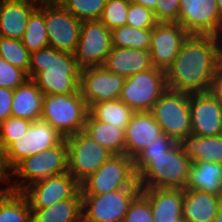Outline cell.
<instances>
[{"label":"cell","mask_w":222,"mask_h":222,"mask_svg":"<svg viewBox=\"0 0 222 222\" xmlns=\"http://www.w3.org/2000/svg\"><path fill=\"white\" fill-rule=\"evenodd\" d=\"M29 79L28 74L0 57V87L14 90Z\"/></svg>","instance_id":"f35d334b"},{"label":"cell","mask_w":222,"mask_h":222,"mask_svg":"<svg viewBox=\"0 0 222 222\" xmlns=\"http://www.w3.org/2000/svg\"><path fill=\"white\" fill-rule=\"evenodd\" d=\"M30 54L21 40L0 36V57L8 61L12 66L24 70L27 74Z\"/></svg>","instance_id":"d6a6232c"},{"label":"cell","mask_w":222,"mask_h":222,"mask_svg":"<svg viewBox=\"0 0 222 222\" xmlns=\"http://www.w3.org/2000/svg\"><path fill=\"white\" fill-rule=\"evenodd\" d=\"M0 182H4L8 184L6 187H3V188L0 186V191L9 190V186L11 182V171L7 167V164L5 161V152L1 145H0Z\"/></svg>","instance_id":"ee69618b"},{"label":"cell","mask_w":222,"mask_h":222,"mask_svg":"<svg viewBox=\"0 0 222 222\" xmlns=\"http://www.w3.org/2000/svg\"><path fill=\"white\" fill-rule=\"evenodd\" d=\"M33 122L10 116L0 124V145L5 150L12 142L27 133Z\"/></svg>","instance_id":"d590c367"},{"label":"cell","mask_w":222,"mask_h":222,"mask_svg":"<svg viewBox=\"0 0 222 222\" xmlns=\"http://www.w3.org/2000/svg\"><path fill=\"white\" fill-rule=\"evenodd\" d=\"M44 94L33 79H27L13 90L11 116L30 121L41 119Z\"/></svg>","instance_id":"cb8c5ba5"},{"label":"cell","mask_w":222,"mask_h":222,"mask_svg":"<svg viewBox=\"0 0 222 222\" xmlns=\"http://www.w3.org/2000/svg\"><path fill=\"white\" fill-rule=\"evenodd\" d=\"M185 189L199 190L222 197V164L192 161Z\"/></svg>","instance_id":"d4e9b609"},{"label":"cell","mask_w":222,"mask_h":222,"mask_svg":"<svg viewBox=\"0 0 222 222\" xmlns=\"http://www.w3.org/2000/svg\"><path fill=\"white\" fill-rule=\"evenodd\" d=\"M179 143L191 161L222 164V134L207 137L190 134Z\"/></svg>","instance_id":"484cf974"},{"label":"cell","mask_w":222,"mask_h":222,"mask_svg":"<svg viewBox=\"0 0 222 222\" xmlns=\"http://www.w3.org/2000/svg\"><path fill=\"white\" fill-rule=\"evenodd\" d=\"M192 133L196 136L222 134V104L209 92L190 93Z\"/></svg>","instance_id":"ac0fdd59"},{"label":"cell","mask_w":222,"mask_h":222,"mask_svg":"<svg viewBox=\"0 0 222 222\" xmlns=\"http://www.w3.org/2000/svg\"><path fill=\"white\" fill-rule=\"evenodd\" d=\"M217 5H218V11H219V16H220V21L222 23V0H217Z\"/></svg>","instance_id":"c3c4849f"},{"label":"cell","mask_w":222,"mask_h":222,"mask_svg":"<svg viewBox=\"0 0 222 222\" xmlns=\"http://www.w3.org/2000/svg\"><path fill=\"white\" fill-rule=\"evenodd\" d=\"M89 107L81 91L69 94L44 95L41 119L65 138L83 131Z\"/></svg>","instance_id":"5b68a950"},{"label":"cell","mask_w":222,"mask_h":222,"mask_svg":"<svg viewBox=\"0 0 222 222\" xmlns=\"http://www.w3.org/2000/svg\"><path fill=\"white\" fill-rule=\"evenodd\" d=\"M102 66L109 72L125 78L154 68L149 51L114 46Z\"/></svg>","instance_id":"44dd1931"},{"label":"cell","mask_w":222,"mask_h":222,"mask_svg":"<svg viewBox=\"0 0 222 222\" xmlns=\"http://www.w3.org/2000/svg\"><path fill=\"white\" fill-rule=\"evenodd\" d=\"M21 42L30 53L49 46L44 14L38 8L29 16Z\"/></svg>","instance_id":"1f68e13d"},{"label":"cell","mask_w":222,"mask_h":222,"mask_svg":"<svg viewBox=\"0 0 222 222\" xmlns=\"http://www.w3.org/2000/svg\"><path fill=\"white\" fill-rule=\"evenodd\" d=\"M83 131L113 155L125 154L124 129L95 120L88 114Z\"/></svg>","instance_id":"4316f807"},{"label":"cell","mask_w":222,"mask_h":222,"mask_svg":"<svg viewBox=\"0 0 222 222\" xmlns=\"http://www.w3.org/2000/svg\"><path fill=\"white\" fill-rule=\"evenodd\" d=\"M176 142L167 134H161L156 141L148 144L137 157H159L171 149Z\"/></svg>","instance_id":"60d3db41"},{"label":"cell","mask_w":222,"mask_h":222,"mask_svg":"<svg viewBox=\"0 0 222 222\" xmlns=\"http://www.w3.org/2000/svg\"><path fill=\"white\" fill-rule=\"evenodd\" d=\"M208 92L222 104V64L217 68Z\"/></svg>","instance_id":"7bdbcfd3"},{"label":"cell","mask_w":222,"mask_h":222,"mask_svg":"<svg viewBox=\"0 0 222 222\" xmlns=\"http://www.w3.org/2000/svg\"><path fill=\"white\" fill-rule=\"evenodd\" d=\"M157 23L152 10L142 5L130 3L126 25L138 29H153Z\"/></svg>","instance_id":"8d00e7d4"},{"label":"cell","mask_w":222,"mask_h":222,"mask_svg":"<svg viewBox=\"0 0 222 222\" xmlns=\"http://www.w3.org/2000/svg\"><path fill=\"white\" fill-rule=\"evenodd\" d=\"M178 23L189 35L222 38L217 0H180Z\"/></svg>","instance_id":"9a60e30c"},{"label":"cell","mask_w":222,"mask_h":222,"mask_svg":"<svg viewBox=\"0 0 222 222\" xmlns=\"http://www.w3.org/2000/svg\"><path fill=\"white\" fill-rule=\"evenodd\" d=\"M31 222H82V198H67L43 209H31Z\"/></svg>","instance_id":"83f0119b"},{"label":"cell","mask_w":222,"mask_h":222,"mask_svg":"<svg viewBox=\"0 0 222 222\" xmlns=\"http://www.w3.org/2000/svg\"><path fill=\"white\" fill-rule=\"evenodd\" d=\"M121 188H141L135 174L134 159L125 154L112 155L80 183L82 195H101Z\"/></svg>","instance_id":"8992f818"},{"label":"cell","mask_w":222,"mask_h":222,"mask_svg":"<svg viewBox=\"0 0 222 222\" xmlns=\"http://www.w3.org/2000/svg\"><path fill=\"white\" fill-rule=\"evenodd\" d=\"M153 13L157 22H178L180 0H157Z\"/></svg>","instance_id":"ab89813d"},{"label":"cell","mask_w":222,"mask_h":222,"mask_svg":"<svg viewBox=\"0 0 222 222\" xmlns=\"http://www.w3.org/2000/svg\"><path fill=\"white\" fill-rule=\"evenodd\" d=\"M123 222H153L149 200L141 192L130 203Z\"/></svg>","instance_id":"74e56055"},{"label":"cell","mask_w":222,"mask_h":222,"mask_svg":"<svg viewBox=\"0 0 222 222\" xmlns=\"http://www.w3.org/2000/svg\"><path fill=\"white\" fill-rule=\"evenodd\" d=\"M192 161L180 143L159 157H136L134 169L141 188L185 189Z\"/></svg>","instance_id":"3957f363"},{"label":"cell","mask_w":222,"mask_h":222,"mask_svg":"<svg viewBox=\"0 0 222 222\" xmlns=\"http://www.w3.org/2000/svg\"><path fill=\"white\" fill-rule=\"evenodd\" d=\"M65 137L46 121H33L27 133L12 142L5 150L7 167L12 171L25 158L57 146Z\"/></svg>","instance_id":"8fae6325"},{"label":"cell","mask_w":222,"mask_h":222,"mask_svg":"<svg viewBox=\"0 0 222 222\" xmlns=\"http://www.w3.org/2000/svg\"><path fill=\"white\" fill-rule=\"evenodd\" d=\"M152 29H138L129 25L111 31L112 46L150 50Z\"/></svg>","instance_id":"4dcf8cb0"},{"label":"cell","mask_w":222,"mask_h":222,"mask_svg":"<svg viewBox=\"0 0 222 222\" xmlns=\"http://www.w3.org/2000/svg\"><path fill=\"white\" fill-rule=\"evenodd\" d=\"M28 77L44 95L75 93L80 90L81 68L73 53L47 46L30 54Z\"/></svg>","instance_id":"7a4b0ae2"},{"label":"cell","mask_w":222,"mask_h":222,"mask_svg":"<svg viewBox=\"0 0 222 222\" xmlns=\"http://www.w3.org/2000/svg\"><path fill=\"white\" fill-rule=\"evenodd\" d=\"M37 7L31 0H4L0 4V36L21 40L27 20Z\"/></svg>","instance_id":"7402d4cb"},{"label":"cell","mask_w":222,"mask_h":222,"mask_svg":"<svg viewBox=\"0 0 222 222\" xmlns=\"http://www.w3.org/2000/svg\"><path fill=\"white\" fill-rule=\"evenodd\" d=\"M125 155L135 159L148 145L163 134L150 111L134 112L125 128Z\"/></svg>","instance_id":"d6986e66"},{"label":"cell","mask_w":222,"mask_h":222,"mask_svg":"<svg viewBox=\"0 0 222 222\" xmlns=\"http://www.w3.org/2000/svg\"><path fill=\"white\" fill-rule=\"evenodd\" d=\"M0 222H31V209L22 192L0 191Z\"/></svg>","instance_id":"f1b7e54d"},{"label":"cell","mask_w":222,"mask_h":222,"mask_svg":"<svg viewBox=\"0 0 222 222\" xmlns=\"http://www.w3.org/2000/svg\"><path fill=\"white\" fill-rule=\"evenodd\" d=\"M188 37L178 22H158L151 32L149 52L153 67L166 71Z\"/></svg>","instance_id":"2e32d148"},{"label":"cell","mask_w":222,"mask_h":222,"mask_svg":"<svg viewBox=\"0 0 222 222\" xmlns=\"http://www.w3.org/2000/svg\"><path fill=\"white\" fill-rule=\"evenodd\" d=\"M128 1L130 3L145 6L146 8L152 11L155 10L156 4H157V0H128Z\"/></svg>","instance_id":"f6af8a7d"},{"label":"cell","mask_w":222,"mask_h":222,"mask_svg":"<svg viewBox=\"0 0 222 222\" xmlns=\"http://www.w3.org/2000/svg\"><path fill=\"white\" fill-rule=\"evenodd\" d=\"M141 188H121L101 195H82V222H123Z\"/></svg>","instance_id":"9c48e42d"},{"label":"cell","mask_w":222,"mask_h":222,"mask_svg":"<svg viewBox=\"0 0 222 222\" xmlns=\"http://www.w3.org/2000/svg\"><path fill=\"white\" fill-rule=\"evenodd\" d=\"M107 0H61L60 4L76 19L99 20Z\"/></svg>","instance_id":"836d02e7"},{"label":"cell","mask_w":222,"mask_h":222,"mask_svg":"<svg viewBox=\"0 0 222 222\" xmlns=\"http://www.w3.org/2000/svg\"><path fill=\"white\" fill-rule=\"evenodd\" d=\"M68 172L79 182L96 172L113 154L84 131L67 136Z\"/></svg>","instance_id":"30bf717a"},{"label":"cell","mask_w":222,"mask_h":222,"mask_svg":"<svg viewBox=\"0 0 222 222\" xmlns=\"http://www.w3.org/2000/svg\"><path fill=\"white\" fill-rule=\"evenodd\" d=\"M150 112L162 132L176 143L192 133L190 93L166 89Z\"/></svg>","instance_id":"52a82bcc"},{"label":"cell","mask_w":222,"mask_h":222,"mask_svg":"<svg viewBox=\"0 0 222 222\" xmlns=\"http://www.w3.org/2000/svg\"><path fill=\"white\" fill-rule=\"evenodd\" d=\"M221 64L222 38L189 35L165 71L167 89L186 93L208 92Z\"/></svg>","instance_id":"6da1fadb"},{"label":"cell","mask_w":222,"mask_h":222,"mask_svg":"<svg viewBox=\"0 0 222 222\" xmlns=\"http://www.w3.org/2000/svg\"><path fill=\"white\" fill-rule=\"evenodd\" d=\"M30 209H43L67 198H82L80 183L69 173H61L39 180L26 187Z\"/></svg>","instance_id":"5bb4252c"},{"label":"cell","mask_w":222,"mask_h":222,"mask_svg":"<svg viewBox=\"0 0 222 222\" xmlns=\"http://www.w3.org/2000/svg\"><path fill=\"white\" fill-rule=\"evenodd\" d=\"M112 48L111 31L100 20L82 21L74 53L81 69L102 66Z\"/></svg>","instance_id":"4fadbf2b"},{"label":"cell","mask_w":222,"mask_h":222,"mask_svg":"<svg viewBox=\"0 0 222 222\" xmlns=\"http://www.w3.org/2000/svg\"><path fill=\"white\" fill-rule=\"evenodd\" d=\"M37 5H42V4H59L61 0H31Z\"/></svg>","instance_id":"bcb514c9"},{"label":"cell","mask_w":222,"mask_h":222,"mask_svg":"<svg viewBox=\"0 0 222 222\" xmlns=\"http://www.w3.org/2000/svg\"><path fill=\"white\" fill-rule=\"evenodd\" d=\"M134 111L120 99L92 104L89 114L98 121L110 123L125 130Z\"/></svg>","instance_id":"f546056e"},{"label":"cell","mask_w":222,"mask_h":222,"mask_svg":"<svg viewBox=\"0 0 222 222\" xmlns=\"http://www.w3.org/2000/svg\"><path fill=\"white\" fill-rule=\"evenodd\" d=\"M68 172V145L64 138L57 146L25 158L12 171L9 190L22 192L30 184ZM20 180V181H19Z\"/></svg>","instance_id":"277c9868"},{"label":"cell","mask_w":222,"mask_h":222,"mask_svg":"<svg viewBox=\"0 0 222 222\" xmlns=\"http://www.w3.org/2000/svg\"><path fill=\"white\" fill-rule=\"evenodd\" d=\"M149 200L153 222H178L182 219L184 189L141 188Z\"/></svg>","instance_id":"ffe728a7"},{"label":"cell","mask_w":222,"mask_h":222,"mask_svg":"<svg viewBox=\"0 0 222 222\" xmlns=\"http://www.w3.org/2000/svg\"><path fill=\"white\" fill-rule=\"evenodd\" d=\"M213 222H222V202L220 203L218 207V212Z\"/></svg>","instance_id":"7dc6e473"},{"label":"cell","mask_w":222,"mask_h":222,"mask_svg":"<svg viewBox=\"0 0 222 222\" xmlns=\"http://www.w3.org/2000/svg\"><path fill=\"white\" fill-rule=\"evenodd\" d=\"M178 222H186L184 219H181L180 221H178Z\"/></svg>","instance_id":"681fc988"},{"label":"cell","mask_w":222,"mask_h":222,"mask_svg":"<svg viewBox=\"0 0 222 222\" xmlns=\"http://www.w3.org/2000/svg\"><path fill=\"white\" fill-rule=\"evenodd\" d=\"M13 90L0 87V124L11 116Z\"/></svg>","instance_id":"b9f144b4"},{"label":"cell","mask_w":222,"mask_h":222,"mask_svg":"<svg viewBox=\"0 0 222 222\" xmlns=\"http://www.w3.org/2000/svg\"><path fill=\"white\" fill-rule=\"evenodd\" d=\"M222 197L199 190L184 189L182 219L186 222H213Z\"/></svg>","instance_id":"603a6c76"},{"label":"cell","mask_w":222,"mask_h":222,"mask_svg":"<svg viewBox=\"0 0 222 222\" xmlns=\"http://www.w3.org/2000/svg\"><path fill=\"white\" fill-rule=\"evenodd\" d=\"M166 89L165 71L153 68L127 77L119 99L134 112L150 111Z\"/></svg>","instance_id":"ba28073f"},{"label":"cell","mask_w":222,"mask_h":222,"mask_svg":"<svg viewBox=\"0 0 222 222\" xmlns=\"http://www.w3.org/2000/svg\"><path fill=\"white\" fill-rule=\"evenodd\" d=\"M130 2L128 0H107L100 21L110 31L122 27L127 23V13Z\"/></svg>","instance_id":"e575fe53"},{"label":"cell","mask_w":222,"mask_h":222,"mask_svg":"<svg viewBox=\"0 0 222 222\" xmlns=\"http://www.w3.org/2000/svg\"><path fill=\"white\" fill-rule=\"evenodd\" d=\"M44 14L48 44L52 48L75 53L82 22L69 13L60 3L42 4L37 7Z\"/></svg>","instance_id":"7c38bea8"},{"label":"cell","mask_w":222,"mask_h":222,"mask_svg":"<svg viewBox=\"0 0 222 222\" xmlns=\"http://www.w3.org/2000/svg\"><path fill=\"white\" fill-rule=\"evenodd\" d=\"M125 79L103 66L83 68L80 77L82 97L88 107L95 103L119 99Z\"/></svg>","instance_id":"e0dca14e"}]
</instances>
